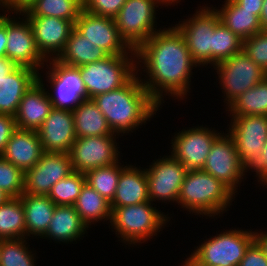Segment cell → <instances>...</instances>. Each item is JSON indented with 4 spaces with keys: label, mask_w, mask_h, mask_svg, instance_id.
I'll return each instance as SVG.
<instances>
[{
    "label": "cell",
    "mask_w": 267,
    "mask_h": 266,
    "mask_svg": "<svg viewBox=\"0 0 267 266\" xmlns=\"http://www.w3.org/2000/svg\"><path fill=\"white\" fill-rule=\"evenodd\" d=\"M136 58L140 61L137 64L142 62L144 71L149 75L142 84L159 105L164 101V92L177 99L187 95L191 70L198 65L176 27L157 30L136 50Z\"/></svg>",
    "instance_id": "cell-1"
},
{
    "label": "cell",
    "mask_w": 267,
    "mask_h": 266,
    "mask_svg": "<svg viewBox=\"0 0 267 266\" xmlns=\"http://www.w3.org/2000/svg\"><path fill=\"white\" fill-rule=\"evenodd\" d=\"M138 71L124 86L92 98L114 134L135 130L156 115L160 107L144 88L139 75L136 77Z\"/></svg>",
    "instance_id": "cell-2"
},
{
    "label": "cell",
    "mask_w": 267,
    "mask_h": 266,
    "mask_svg": "<svg viewBox=\"0 0 267 266\" xmlns=\"http://www.w3.org/2000/svg\"><path fill=\"white\" fill-rule=\"evenodd\" d=\"M235 194L208 172L188 170L177 200L178 205L191 213L214 217L227 211Z\"/></svg>",
    "instance_id": "cell-3"
},
{
    "label": "cell",
    "mask_w": 267,
    "mask_h": 266,
    "mask_svg": "<svg viewBox=\"0 0 267 266\" xmlns=\"http://www.w3.org/2000/svg\"><path fill=\"white\" fill-rule=\"evenodd\" d=\"M151 204L149 201L137 205L111 207L109 221L124 243H144L153 235H157L156 232H160L162 226L169 221V217Z\"/></svg>",
    "instance_id": "cell-4"
},
{
    "label": "cell",
    "mask_w": 267,
    "mask_h": 266,
    "mask_svg": "<svg viewBox=\"0 0 267 266\" xmlns=\"http://www.w3.org/2000/svg\"><path fill=\"white\" fill-rule=\"evenodd\" d=\"M129 57L128 54L109 55L78 67L88 99L124 86L137 73L136 57Z\"/></svg>",
    "instance_id": "cell-5"
},
{
    "label": "cell",
    "mask_w": 267,
    "mask_h": 266,
    "mask_svg": "<svg viewBox=\"0 0 267 266\" xmlns=\"http://www.w3.org/2000/svg\"><path fill=\"white\" fill-rule=\"evenodd\" d=\"M178 3V0H126L114 17L121 38L133 50H137L157 29L155 7L157 4ZM165 3V4H164ZM155 29V30H154Z\"/></svg>",
    "instance_id": "cell-6"
},
{
    "label": "cell",
    "mask_w": 267,
    "mask_h": 266,
    "mask_svg": "<svg viewBox=\"0 0 267 266\" xmlns=\"http://www.w3.org/2000/svg\"><path fill=\"white\" fill-rule=\"evenodd\" d=\"M217 235L197 246L190 258L199 266H239L246 249L254 241V232L232 229Z\"/></svg>",
    "instance_id": "cell-7"
},
{
    "label": "cell",
    "mask_w": 267,
    "mask_h": 266,
    "mask_svg": "<svg viewBox=\"0 0 267 266\" xmlns=\"http://www.w3.org/2000/svg\"><path fill=\"white\" fill-rule=\"evenodd\" d=\"M213 68L217 70L221 89L226 94L227 106L267 76V72L243 51L216 63Z\"/></svg>",
    "instance_id": "cell-8"
},
{
    "label": "cell",
    "mask_w": 267,
    "mask_h": 266,
    "mask_svg": "<svg viewBox=\"0 0 267 266\" xmlns=\"http://www.w3.org/2000/svg\"><path fill=\"white\" fill-rule=\"evenodd\" d=\"M175 27L183 35L193 61L198 65L213 66V33L220 22L217 11L210 7L200 8L191 18Z\"/></svg>",
    "instance_id": "cell-9"
},
{
    "label": "cell",
    "mask_w": 267,
    "mask_h": 266,
    "mask_svg": "<svg viewBox=\"0 0 267 266\" xmlns=\"http://www.w3.org/2000/svg\"><path fill=\"white\" fill-rule=\"evenodd\" d=\"M116 135L77 137L68 153L73 171L85 174L89 170L117 163L120 152Z\"/></svg>",
    "instance_id": "cell-10"
},
{
    "label": "cell",
    "mask_w": 267,
    "mask_h": 266,
    "mask_svg": "<svg viewBox=\"0 0 267 266\" xmlns=\"http://www.w3.org/2000/svg\"><path fill=\"white\" fill-rule=\"evenodd\" d=\"M224 135L221 134L213 142L202 170L218 179L235 194L237 184L240 185L247 168L241 163L233 138L229 133Z\"/></svg>",
    "instance_id": "cell-11"
},
{
    "label": "cell",
    "mask_w": 267,
    "mask_h": 266,
    "mask_svg": "<svg viewBox=\"0 0 267 266\" xmlns=\"http://www.w3.org/2000/svg\"><path fill=\"white\" fill-rule=\"evenodd\" d=\"M51 60L50 67L48 66L50 71L46 73L49 74L47 77L52 89L54 88L55 95L48 92L53 108L73 111L88 99L81 73L78 67L63 64L56 58Z\"/></svg>",
    "instance_id": "cell-12"
},
{
    "label": "cell",
    "mask_w": 267,
    "mask_h": 266,
    "mask_svg": "<svg viewBox=\"0 0 267 266\" xmlns=\"http://www.w3.org/2000/svg\"><path fill=\"white\" fill-rule=\"evenodd\" d=\"M230 127L229 134L241 163L249 170L261 155L267 139V115L235 116L231 119Z\"/></svg>",
    "instance_id": "cell-13"
},
{
    "label": "cell",
    "mask_w": 267,
    "mask_h": 266,
    "mask_svg": "<svg viewBox=\"0 0 267 266\" xmlns=\"http://www.w3.org/2000/svg\"><path fill=\"white\" fill-rule=\"evenodd\" d=\"M75 29L109 55L131 53V57H136V50L131 49L121 38L114 18L95 15L82 9L75 22Z\"/></svg>",
    "instance_id": "cell-14"
},
{
    "label": "cell",
    "mask_w": 267,
    "mask_h": 266,
    "mask_svg": "<svg viewBox=\"0 0 267 266\" xmlns=\"http://www.w3.org/2000/svg\"><path fill=\"white\" fill-rule=\"evenodd\" d=\"M153 161L149 169H145L150 201L178 200L181 185L187 173L186 167L172 155ZM156 199V200H155Z\"/></svg>",
    "instance_id": "cell-15"
},
{
    "label": "cell",
    "mask_w": 267,
    "mask_h": 266,
    "mask_svg": "<svg viewBox=\"0 0 267 266\" xmlns=\"http://www.w3.org/2000/svg\"><path fill=\"white\" fill-rule=\"evenodd\" d=\"M73 172L68 153H44L40 160L24 172L26 194L48 195L53 185Z\"/></svg>",
    "instance_id": "cell-16"
},
{
    "label": "cell",
    "mask_w": 267,
    "mask_h": 266,
    "mask_svg": "<svg viewBox=\"0 0 267 266\" xmlns=\"http://www.w3.org/2000/svg\"><path fill=\"white\" fill-rule=\"evenodd\" d=\"M200 126L177 133L171 142L172 156L180 161L187 170L202 169L213 142L221 135Z\"/></svg>",
    "instance_id": "cell-17"
},
{
    "label": "cell",
    "mask_w": 267,
    "mask_h": 266,
    "mask_svg": "<svg viewBox=\"0 0 267 266\" xmlns=\"http://www.w3.org/2000/svg\"><path fill=\"white\" fill-rule=\"evenodd\" d=\"M6 14V56L18 66H26L35 71L41 70L47 61L39 52L30 22L15 21ZM12 19V20H11ZM24 22V23H23Z\"/></svg>",
    "instance_id": "cell-18"
},
{
    "label": "cell",
    "mask_w": 267,
    "mask_h": 266,
    "mask_svg": "<svg viewBox=\"0 0 267 266\" xmlns=\"http://www.w3.org/2000/svg\"><path fill=\"white\" fill-rule=\"evenodd\" d=\"M25 18L31 24L36 46L41 55L47 61L57 59L63 52L75 24L72 21L52 16H26Z\"/></svg>",
    "instance_id": "cell-19"
},
{
    "label": "cell",
    "mask_w": 267,
    "mask_h": 266,
    "mask_svg": "<svg viewBox=\"0 0 267 266\" xmlns=\"http://www.w3.org/2000/svg\"><path fill=\"white\" fill-rule=\"evenodd\" d=\"M37 132L44 152L69 153L77 139L72 111L53 108Z\"/></svg>",
    "instance_id": "cell-20"
},
{
    "label": "cell",
    "mask_w": 267,
    "mask_h": 266,
    "mask_svg": "<svg viewBox=\"0 0 267 266\" xmlns=\"http://www.w3.org/2000/svg\"><path fill=\"white\" fill-rule=\"evenodd\" d=\"M41 74L25 92L14 116L18 129L37 131L53 109L48 91L45 89Z\"/></svg>",
    "instance_id": "cell-21"
},
{
    "label": "cell",
    "mask_w": 267,
    "mask_h": 266,
    "mask_svg": "<svg viewBox=\"0 0 267 266\" xmlns=\"http://www.w3.org/2000/svg\"><path fill=\"white\" fill-rule=\"evenodd\" d=\"M44 153L37 131L17 128L1 156L25 172L31 169Z\"/></svg>",
    "instance_id": "cell-22"
},
{
    "label": "cell",
    "mask_w": 267,
    "mask_h": 266,
    "mask_svg": "<svg viewBox=\"0 0 267 266\" xmlns=\"http://www.w3.org/2000/svg\"><path fill=\"white\" fill-rule=\"evenodd\" d=\"M32 68L18 66L8 75L0 76V114L15 116L25 92L38 79Z\"/></svg>",
    "instance_id": "cell-23"
},
{
    "label": "cell",
    "mask_w": 267,
    "mask_h": 266,
    "mask_svg": "<svg viewBox=\"0 0 267 266\" xmlns=\"http://www.w3.org/2000/svg\"><path fill=\"white\" fill-rule=\"evenodd\" d=\"M146 171L128 165L121 168L118 186L110 207H123L149 202Z\"/></svg>",
    "instance_id": "cell-24"
},
{
    "label": "cell",
    "mask_w": 267,
    "mask_h": 266,
    "mask_svg": "<svg viewBox=\"0 0 267 266\" xmlns=\"http://www.w3.org/2000/svg\"><path fill=\"white\" fill-rule=\"evenodd\" d=\"M88 227L82 221L74 205H56L46 233L41 238L59 242H73L85 234Z\"/></svg>",
    "instance_id": "cell-25"
},
{
    "label": "cell",
    "mask_w": 267,
    "mask_h": 266,
    "mask_svg": "<svg viewBox=\"0 0 267 266\" xmlns=\"http://www.w3.org/2000/svg\"><path fill=\"white\" fill-rule=\"evenodd\" d=\"M21 202L25 211L26 236H40L46 233L56 205L48 195L23 193Z\"/></svg>",
    "instance_id": "cell-26"
},
{
    "label": "cell",
    "mask_w": 267,
    "mask_h": 266,
    "mask_svg": "<svg viewBox=\"0 0 267 266\" xmlns=\"http://www.w3.org/2000/svg\"><path fill=\"white\" fill-rule=\"evenodd\" d=\"M108 56L105 50L91 43L74 28L57 60L68 66L80 67L103 60Z\"/></svg>",
    "instance_id": "cell-27"
},
{
    "label": "cell",
    "mask_w": 267,
    "mask_h": 266,
    "mask_svg": "<svg viewBox=\"0 0 267 266\" xmlns=\"http://www.w3.org/2000/svg\"><path fill=\"white\" fill-rule=\"evenodd\" d=\"M72 114L76 137L114 135L105 116L92 99L84 100Z\"/></svg>",
    "instance_id": "cell-28"
},
{
    "label": "cell",
    "mask_w": 267,
    "mask_h": 266,
    "mask_svg": "<svg viewBox=\"0 0 267 266\" xmlns=\"http://www.w3.org/2000/svg\"><path fill=\"white\" fill-rule=\"evenodd\" d=\"M221 9H215L220 21L242 40L262 31L254 11L243 10L233 0H226Z\"/></svg>",
    "instance_id": "cell-29"
},
{
    "label": "cell",
    "mask_w": 267,
    "mask_h": 266,
    "mask_svg": "<svg viewBox=\"0 0 267 266\" xmlns=\"http://www.w3.org/2000/svg\"><path fill=\"white\" fill-rule=\"evenodd\" d=\"M74 206L87 227L91 225V222L94 223V221L98 222L103 219L107 221L111 217L110 202L86 183L82 187Z\"/></svg>",
    "instance_id": "cell-30"
},
{
    "label": "cell",
    "mask_w": 267,
    "mask_h": 266,
    "mask_svg": "<svg viewBox=\"0 0 267 266\" xmlns=\"http://www.w3.org/2000/svg\"><path fill=\"white\" fill-rule=\"evenodd\" d=\"M26 237L25 211L20 197H11L0 205V239Z\"/></svg>",
    "instance_id": "cell-31"
},
{
    "label": "cell",
    "mask_w": 267,
    "mask_h": 266,
    "mask_svg": "<svg viewBox=\"0 0 267 266\" xmlns=\"http://www.w3.org/2000/svg\"><path fill=\"white\" fill-rule=\"evenodd\" d=\"M227 108L226 111H230L232 117L267 115V76L237 97Z\"/></svg>",
    "instance_id": "cell-32"
},
{
    "label": "cell",
    "mask_w": 267,
    "mask_h": 266,
    "mask_svg": "<svg viewBox=\"0 0 267 266\" xmlns=\"http://www.w3.org/2000/svg\"><path fill=\"white\" fill-rule=\"evenodd\" d=\"M83 9V0H36L22 16H47L72 21L74 24Z\"/></svg>",
    "instance_id": "cell-33"
},
{
    "label": "cell",
    "mask_w": 267,
    "mask_h": 266,
    "mask_svg": "<svg viewBox=\"0 0 267 266\" xmlns=\"http://www.w3.org/2000/svg\"><path fill=\"white\" fill-rule=\"evenodd\" d=\"M117 162L110 166L99 167L85 173L86 184L97 191L108 202L114 198L121 168L123 165Z\"/></svg>",
    "instance_id": "cell-34"
},
{
    "label": "cell",
    "mask_w": 267,
    "mask_h": 266,
    "mask_svg": "<svg viewBox=\"0 0 267 266\" xmlns=\"http://www.w3.org/2000/svg\"><path fill=\"white\" fill-rule=\"evenodd\" d=\"M85 183V174L73 171L52 186L48 197L55 205H74Z\"/></svg>",
    "instance_id": "cell-35"
},
{
    "label": "cell",
    "mask_w": 267,
    "mask_h": 266,
    "mask_svg": "<svg viewBox=\"0 0 267 266\" xmlns=\"http://www.w3.org/2000/svg\"><path fill=\"white\" fill-rule=\"evenodd\" d=\"M242 41L220 21L213 33V66L241 52Z\"/></svg>",
    "instance_id": "cell-36"
},
{
    "label": "cell",
    "mask_w": 267,
    "mask_h": 266,
    "mask_svg": "<svg viewBox=\"0 0 267 266\" xmlns=\"http://www.w3.org/2000/svg\"><path fill=\"white\" fill-rule=\"evenodd\" d=\"M25 242L24 238L1 239L0 266H35L36 260Z\"/></svg>",
    "instance_id": "cell-37"
},
{
    "label": "cell",
    "mask_w": 267,
    "mask_h": 266,
    "mask_svg": "<svg viewBox=\"0 0 267 266\" xmlns=\"http://www.w3.org/2000/svg\"><path fill=\"white\" fill-rule=\"evenodd\" d=\"M0 189L10 197H20L24 191V172L0 156Z\"/></svg>",
    "instance_id": "cell-38"
},
{
    "label": "cell",
    "mask_w": 267,
    "mask_h": 266,
    "mask_svg": "<svg viewBox=\"0 0 267 266\" xmlns=\"http://www.w3.org/2000/svg\"><path fill=\"white\" fill-rule=\"evenodd\" d=\"M242 51L267 72V31L242 41Z\"/></svg>",
    "instance_id": "cell-39"
},
{
    "label": "cell",
    "mask_w": 267,
    "mask_h": 266,
    "mask_svg": "<svg viewBox=\"0 0 267 266\" xmlns=\"http://www.w3.org/2000/svg\"><path fill=\"white\" fill-rule=\"evenodd\" d=\"M126 0H83V9L99 16L114 18Z\"/></svg>",
    "instance_id": "cell-40"
},
{
    "label": "cell",
    "mask_w": 267,
    "mask_h": 266,
    "mask_svg": "<svg viewBox=\"0 0 267 266\" xmlns=\"http://www.w3.org/2000/svg\"><path fill=\"white\" fill-rule=\"evenodd\" d=\"M239 266H267V257L255 241L246 249Z\"/></svg>",
    "instance_id": "cell-41"
},
{
    "label": "cell",
    "mask_w": 267,
    "mask_h": 266,
    "mask_svg": "<svg viewBox=\"0 0 267 266\" xmlns=\"http://www.w3.org/2000/svg\"><path fill=\"white\" fill-rule=\"evenodd\" d=\"M16 129V121L13 116L0 114V156L3 154L7 142Z\"/></svg>",
    "instance_id": "cell-42"
},
{
    "label": "cell",
    "mask_w": 267,
    "mask_h": 266,
    "mask_svg": "<svg viewBox=\"0 0 267 266\" xmlns=\"http://www.w3.org/2000/svg\"><path fill=\"white\" fill-rule=\"evenodd\" d=\"M249 169L256 172L260 183H264L267 186V139L263 146L261 155L255 160V162L249 167Z\"/></svg>",
    "instance_id": "cell-43"
},
{
    "label": "cell",
    "mask_w": 267,
    "mask_h": 266,
    "mask_svg": "<svg viewBox=\"0 0 267 266\" xmlns=\"http://www.w3.org/2000/svg\"><path fill=\"white\" fill-rule=\"evenodd\" d=\"M35 2L36 0H1L0 7L2 5L5 9L20 15L28 11Z\"/></svg>",
    "instance_id": "cell-44"
},
{
    "label": "cell",
    "mask_w": 267,
    "mask_h": 266,
    "mask_svg": "<svg viewBox=\"0 0 267 266\" xmlns=\"http://www.w3.org/2000/svg\"><path fill=\"white\" fill-rule=\"evenodd\" d=\"M243 10L254 11L260 17L264 0H233Z\"/></svg>",
    "instance_id": "cell-45"
},
{
    "label": "cell",
    "mask_w": 267,
    "mask_h": 266,
    "mask_svg": "<svg viewBox=\"0 0 267 266\" xmlns=\"http://www.w3.org/2000/svg\"><path fill=\"white\" fill-rule=\"evenodd\" d=\"M6 13L5 15L0 14V57L6 56Z\"/></svg>",
    "instance_id": "cell-46"
},
{
    "label": "cell",
    "mask_w": 267,
    "mask_h": 266,
    "mask_svg": "<svg viewBox=\"0 0 267 266\" xmlns=\"http://www.w3.org/2000/svg\"><path fill=\"white\" fill-rule=\"evenodd\" d=\"M18 65L7 56L0 57V76L8 75L13 72Z\"/></svg>",
    "instance_id": "cell-47"
},
{
    "label": "cell",
    "mask_w": 267,
    "mask_h": 266,
    "mask_svg": "<svg viewBox=\"0 0 267 266\" xmlns=\"http://www.w3.org/2000/svg\"><path fill=\"white\" fill-rule=\"evenodd\" d=\"M254 241L260 246L264 255L267 257V233L263 232H255L254 233Z\"/></svg>",
    "instance_id": "cell-48"
},
{
    "label": "cell",
    "mask_w": 267,
    "mask_h": 266,
    "mask_svg": "<svg viewBox=\"0 0 267 266\" xmlns=\"http://www.w3.org/2000/svg\"><path fill=\"white\" fill-rule=\"evenodd\" d=\"M259 20L262 31H267V0L263 1L262 12Z\"/></svg>",
    "instance_id": "cell-49"
},
{
    "label": "cell",
    "mask_w": 267,
    "mask_h": 266,
    "mask_svg": "<svg viewBox=\"0 0 267 266\" xmlns=\"http://www.w3.org/2000/svg\"><path fill=\"white\" fill-rule=\"evenodd\" d=\"M10 198V196H8L2 189H0V205L4 204Z\"/></svg>",
    "instance_id": "cell-50"
},
{
    "label": "cell",
    "mask_w": 267,
    "mask_h": 266,
    "mask_svg": "<svg viewBox=\"0 0 267 266\" xmlns=\"http://www.w3.org/2000/svg\"><path fill=\"white\" fill-rule=\"evenodd\" d=\"M189 266H199V265L189 257Z\"/></svg>",
    "instance_id": "cell-51"
},
{
    "label": "cell",
    "mask_w": 267,
    "mask_h": 266,
    "mask_svg": "<svg viewBox=\"0 0 267 266\" xmlns=\"http://www.w3.org/2000/svg\"><path fill=\"white\" fill-rule=\"evenodd\" d=\"M182 266H189V258H187Z\"/></svg>",
    "instance_id": "cell-52"
},
{
    "label": "cell",
    "mask_w": 267,
    "mask_h": 266,
    "mask_svg": "<svg viewBox=\"0 0 267 266\" xmlns=\"http://www.w3.org/2000/svg\"><path fill=\"white\" fill-rule=\"evenodd\" d=\"M218 266H236V265H218Z\"/></svg>",
    "instance_id": "cell-53"
},
{
    "label": "cell",
    "mask_w": 267,
    "mask_h": 266,
    "mask_svg": "<svg viewBox=\"0 0 267 266\" xmlns=\"http://www.w3.org/2000/svg\"><path fill=\"white\" fill-rule=\"evenodd\" d=\"M0 256H1V239H0Z\"/></svg>",
    "instance_id": "cell-54"
}]
</instances>
